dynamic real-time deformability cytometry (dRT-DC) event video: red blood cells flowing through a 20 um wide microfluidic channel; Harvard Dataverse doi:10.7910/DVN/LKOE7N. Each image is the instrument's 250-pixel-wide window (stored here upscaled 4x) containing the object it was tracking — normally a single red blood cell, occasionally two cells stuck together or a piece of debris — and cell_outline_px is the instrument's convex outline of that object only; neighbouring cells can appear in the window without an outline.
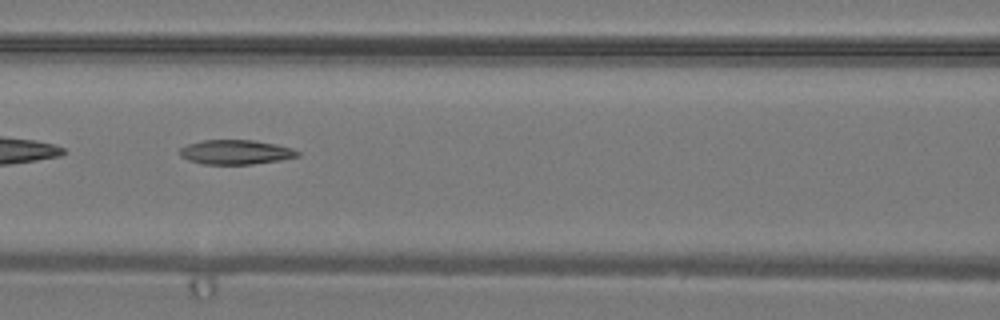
{"species": "common noctule bat (a hibernating species)", "species_latin": "Nyctalus noctula", "temperature_condition": "warm", "stored_images_in_passage": 27, "camera_frame_rate_fps": 3000, "um_per_image_px": 0.085, "animal": {"sex": "male", "body_mass_g": 19.2, "forearm_length_mm": 51.8}, "frame": {"image": 1, "passage_image": 5, "time_ms": 1.333, "image_size_px": [1000, 320], "cell_outline_px": [[300, 156], [280, 160], [252, 164], [204, 164], [188, 160], [180, 156], [180, 148], [188, 144], [204, 140], [252, 140], [276, 144], [292, 148], [300, 152]], "centroid_in_image_um": [20.05, 12.93], "position_along_channel_um": 146.6, "area_um2": 16.76}}
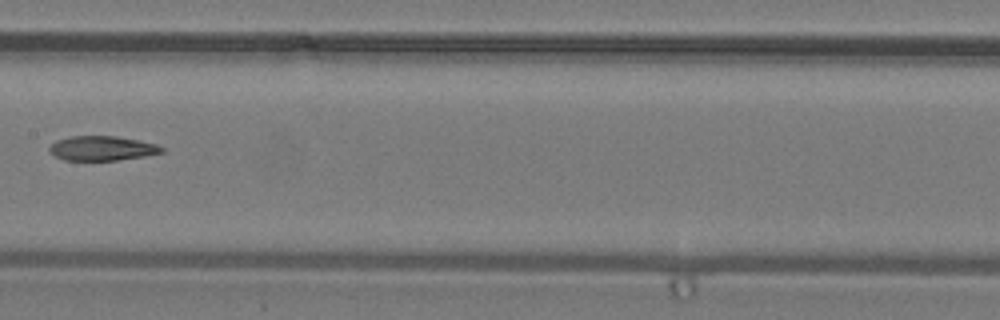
{"frame": {"image": 2, "passage_image": 8, "time_ms": 2.333, "image_size_px": [1000, 320], "cell_outline_px": [[164, 152], [144, 156], [116, 160], [64, 160], [48, 152], [48, 148], [56, 140], [72, 136], [116, 136], [156, 144], [164, 148]], "centroid_in_image_um": [8.65, 12.6], "position_along_channel_um": 198.8, "area_um2": 15.95}}
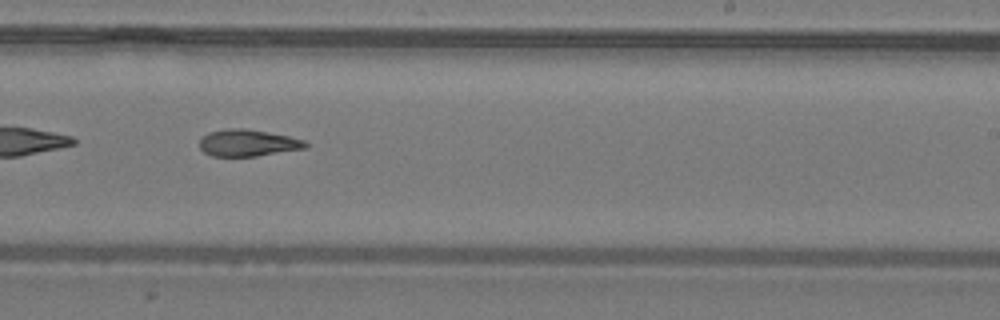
{"frame": {"image": 3, "passage_image": 12, "time_ms": 3.667, "image_size_px": [1000, 320], "cell_outline_px": [[308, 148], [256, 156], [212, 156], [204, 152], [200, 148], [200, 136], [208, 132], [228, 128], [244, 128], [268, 132], [288, 136], [304, 140], [308, 144]], "centroid_in_image_um": [21.05, 12.14], "position_along_channel_um": 268.0, "area_um2": 16.65}}